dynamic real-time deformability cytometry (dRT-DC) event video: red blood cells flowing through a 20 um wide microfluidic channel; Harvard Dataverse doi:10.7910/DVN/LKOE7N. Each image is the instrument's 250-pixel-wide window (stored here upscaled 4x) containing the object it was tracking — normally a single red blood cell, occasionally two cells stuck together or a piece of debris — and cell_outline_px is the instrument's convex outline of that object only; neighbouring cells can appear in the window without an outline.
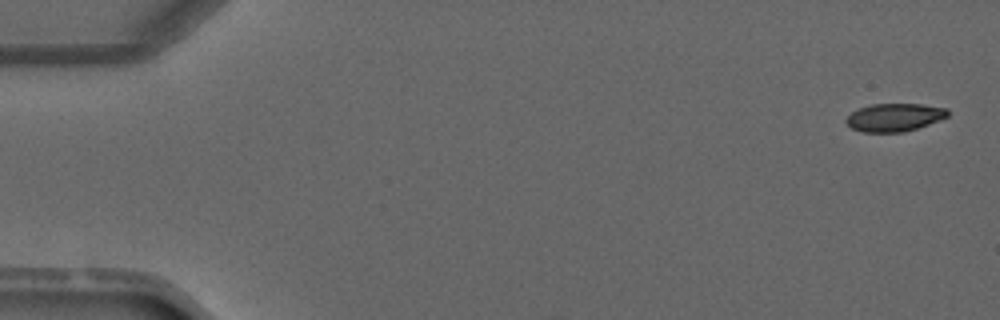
{"species": "common noctule bat (a hibernating species)", "species_latin": "Nyctalus noctula", "temperature_condition": "warm", "stored_images_in_passage": 4, "camera_frame_rate_fps": 3000, "um_per_image_px": 0.085, "animal": {"sex": "male", "forearm_length_mm": 52.5}, "frame": {"image": 1, "passage_image": 1, "time_ms": 0.0, "image_size_px": [1000, 320], "cell_outline_px": [[948, 116], [928, 124], [904, 132], [864, 132], [852, 128], [844, 120], [852, 112], [860, 108], [872, 104], [920, 104], [948, 108]], "centroid_in_image_um": [76.02, 9.97], "position_along_channel_um": 9.0, "area_um2": 16.36}}
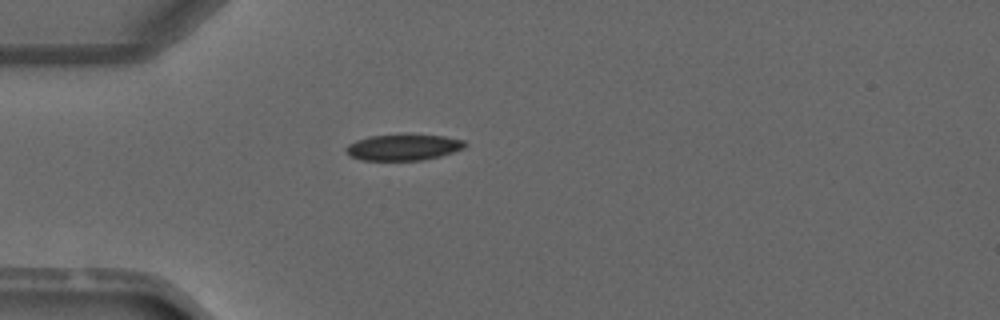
{"frame": {"image": 2, "passage_image": 4, "time_ms": 3.667, "image_size_px": [1000, 320], "cell_outline_px": [[468, 144], [464, 148], [440, 156], [420, 160], [360, 160], [348, 156], [344, 148], [348, 144], [356, 140], [368, 136], [444, 136], [464, 140]], "centroid_in_image_um": [34.24, 12.54], "position_along_channel_um": 50.8, "area_um2": 17.74}}